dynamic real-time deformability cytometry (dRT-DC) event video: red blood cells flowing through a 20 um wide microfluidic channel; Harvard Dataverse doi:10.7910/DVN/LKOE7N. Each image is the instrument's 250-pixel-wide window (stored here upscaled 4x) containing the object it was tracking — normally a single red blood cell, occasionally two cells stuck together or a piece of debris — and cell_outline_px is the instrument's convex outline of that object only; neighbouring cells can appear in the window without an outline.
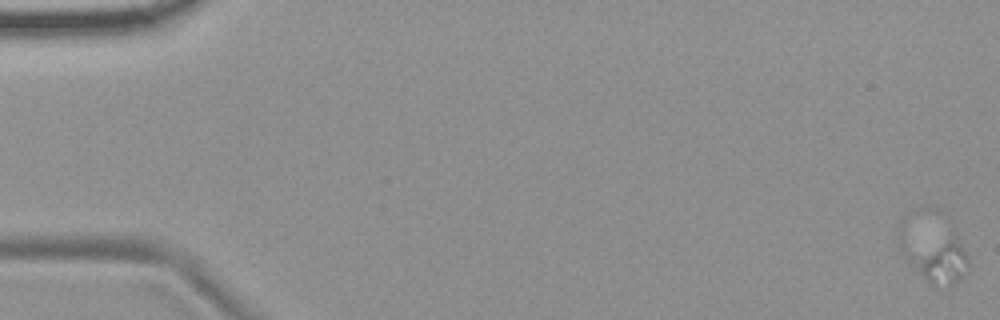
{"species": "common noctule bat (a hibernating species)", "species_latin": "Nyctalus noctula", "temperature_condition": "room temperature", "stored_images_in_passage": 21, "segment_of_instrument_passage": [1, 2], "camera_frame_rate_fps": 3000, "um_per_image_px": 0.085, "animal": {"sex": "female", "body_mass_g": 19.9}, "frame": {"image": 1, "passage_image": 1, "time_ms": 0.0, "image_size_px": [1000, 320], "cell_outline_px": [[968, 264], [964, 276], [960, 280], [948, 284], [928, 284], [904, 256], [900, 248], [896, 228], [956, 240], [960, 244], [968, 256]], "centroid_in_image_um": [79.38, 21.81], "position_along_channel_um": 5.6, "area_um2": 19.42}}
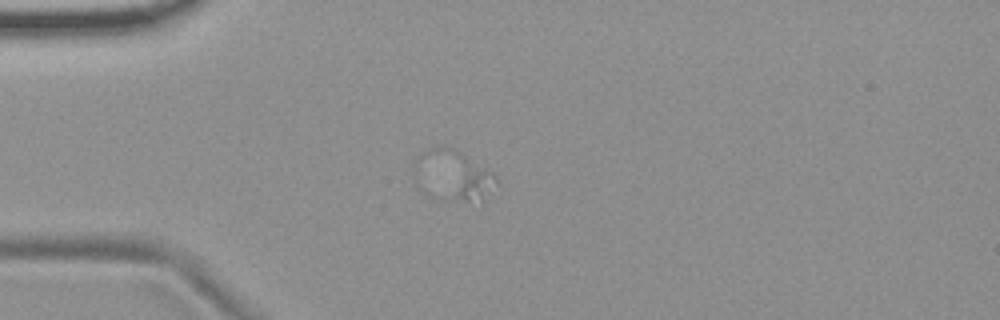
{"frame": {"image": 2, "passage_image": 16, "time_ms": 5.0, "image_size_px": [1000, 320], "cell_outline_px": [[500, 184], [480, 196], [468, 200], [440, 200], [428, 196], [416, 184], [412, 172], [420, 156], [424, 152], [432, 148], [444, 144], [460, 152], [492, 172], [496, 176]], "centroid_in_image_um": [38.42, 14.89], "position_along_channel_um": 46.6, "area_um2": 23.81}}